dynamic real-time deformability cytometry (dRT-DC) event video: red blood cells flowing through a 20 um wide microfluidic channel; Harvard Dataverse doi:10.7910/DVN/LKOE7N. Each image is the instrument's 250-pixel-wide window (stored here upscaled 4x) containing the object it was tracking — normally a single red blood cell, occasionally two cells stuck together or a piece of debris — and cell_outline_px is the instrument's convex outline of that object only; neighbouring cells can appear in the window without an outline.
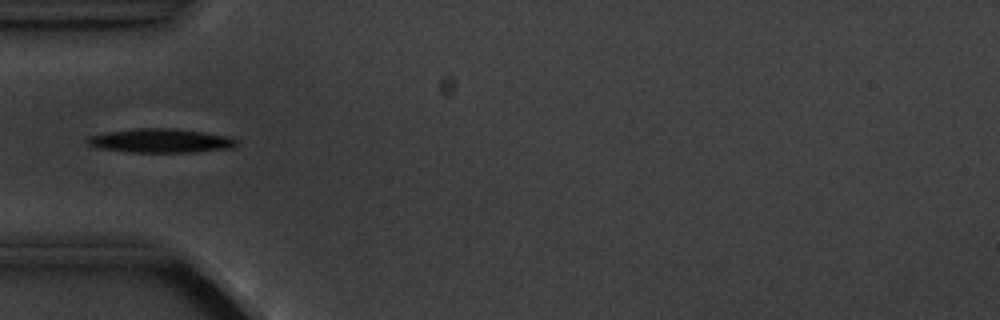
{"species": "common noctule bat (a hibernating species)", "species_latin": "Nyctalus noctula", "temperature_condition": "cold", "stored_images_in_passage": 5, "camera_frame_rate_fps": 3000, "um_per_image_px": 0.085, "animal": {"sex": "male", "body_mass_g": 20.1, "forearm_length_mm": 53.5}, "frame": {"image": 1, "passage_image": 3, "time_ms": 2.333, "image_size_px": [1000, 320], "cell_outline_px": [[240, 144], [232, 148], [196, 152], [128, 152], [100, 148], [88, 144], [84, 140], [88, 136], [104, 132], [136, 128], [176, 128], [204, 132], [228, 136], [240, 140]], "centroid_in_image_um": [13.69, 11.95], "position_along_channel_um": 71.3, "area_um2": 21.21}}
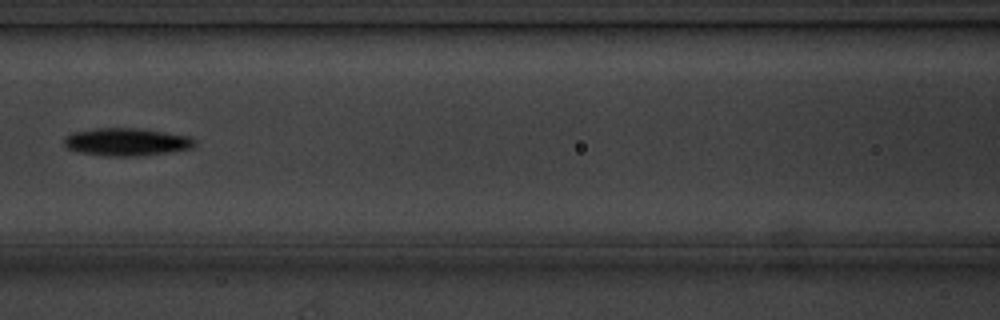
{"frame": {"image": 2, "passage_image": 5, "time_ms": 4.667, "image_size_px": [1000, 320], "cell_outline_px": [[196, 144], [192, 148], [172, 152], [140, 156], [108, 156], [80, 152], [68, 148], [64, 144], [64, 136], [72, 132], [96, 128], [136, 128], [188, 136], [196, 140]], "centroid_in_image_um": [10.76, 12.07], "position_along_channel_um": 155.8, "area_um2": 21.1}}